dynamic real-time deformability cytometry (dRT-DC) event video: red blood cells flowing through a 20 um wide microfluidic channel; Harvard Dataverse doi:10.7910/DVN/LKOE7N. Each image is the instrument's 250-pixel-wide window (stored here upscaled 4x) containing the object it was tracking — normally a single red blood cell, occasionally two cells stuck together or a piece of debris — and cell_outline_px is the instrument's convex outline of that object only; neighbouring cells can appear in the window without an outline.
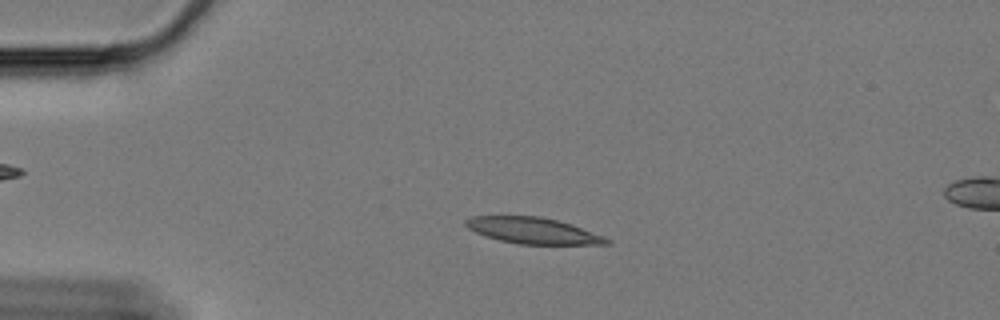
{"species": "Egyptian fruit bat (a non-hibernating species)", "species_latin": "Rousettus aegyptiacus", "temperature_condition": "cold", "stored_images_in_passage": 55, "camera_frame_rate_fps": 3000, "um_per_image_px": 0.085, "animal": {"sex": "female"}, "frame": {"image": 1, "passage_image": 9, "time_ms": 2.667, "image_size_px": [1000, 320], "cell_outline_px": [[612, 244], [520, 244], [500, 240], [476, 232], [468, 228], [464, 224], [464, 220], [472, 216], [540, 216], [556, 220], [604, 236], [612, 240]], "centroid_in_image_um": [45.29, 19.6], "position_along_channel_um": 39.7, "area_um2": 21.15}}
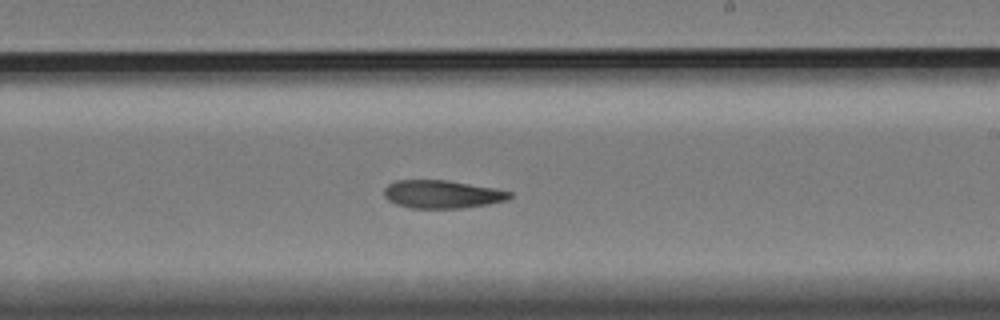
{"frame": {"image": 2, "passage_image": 31, "time_ms": 10.0, "image_size_px": [1000, 320], "cell_outline_px": [[512, 196], [508, 200], [488, 204], [460, 208], [412, 208], [396, 204], [388, 200], [384, 196], [384, 188], [388, 184], [396, 180], [448, 180], [496, 188], [512, 192]], "centroid_in_image_um": [37.59, 16.5], "position_along_channel_um": 251.4, "area_um2": 20.63}}
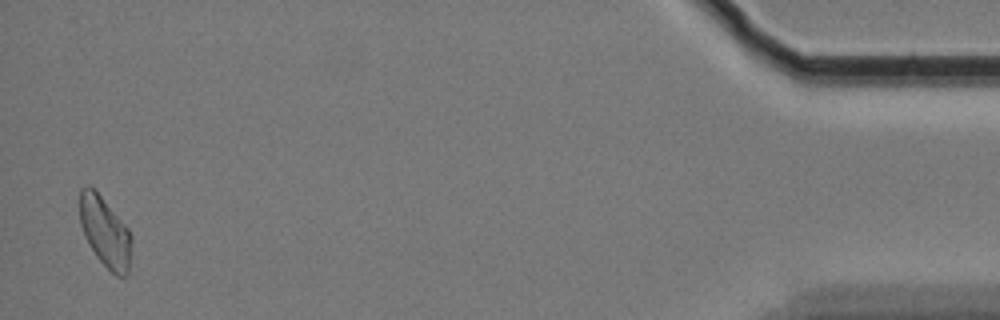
{"frame": {"image": 3, "passage_image": 54, "time_ms": 17.667, "image_size_px": [1000, 320], "cell_outline_px": [[132, 240], [128, 272], [124, 276], [116, 276], [96, 256], [88, 244], [84, 236], [80, 224], [80, 188], [88, 184], [100, 196], [128, 228], [132, 236]], "centroid_in_image_um": [8.92, 19.72], "position_along_channel_um": 426.3, "area_um2": 20.92}, "authors_computed_cell_mechanics": {"area_um2": 21.386, "velocity_mm_per_s": 3.3323, "shape_relaxation_time_tau1_ms": null, "shape_relaxation_time_tau2_ms": 8.3525, "deformation_change_tau1": null, "deformation_change_tau2": 0.148}}